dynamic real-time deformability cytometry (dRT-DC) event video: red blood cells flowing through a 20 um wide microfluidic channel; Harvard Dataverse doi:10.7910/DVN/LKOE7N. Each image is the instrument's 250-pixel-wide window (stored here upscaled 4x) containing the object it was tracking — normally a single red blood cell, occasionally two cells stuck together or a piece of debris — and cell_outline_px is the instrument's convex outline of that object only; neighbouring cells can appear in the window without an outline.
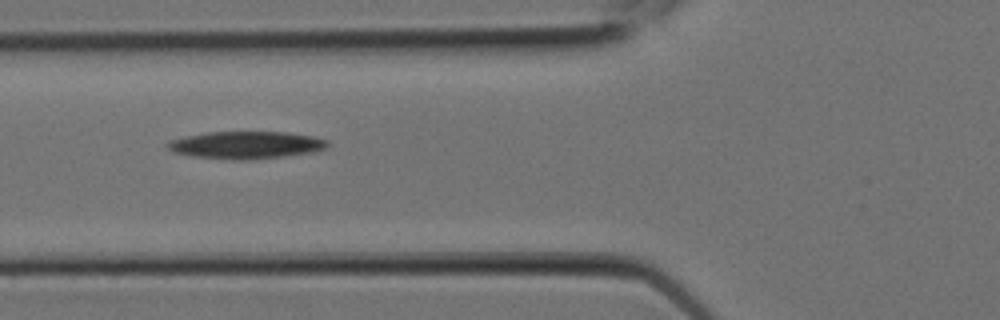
{"species": "Egyptian fruit bat (a non-hibernating species)", "species_latin": "Rousettus aegyptiacus", "temperature_condition": "room temperature", "stored_images_in_passage": 4, "camera_frame_rate_fps": 3000, "um_per_image_px": 0.085, "animal": {"sex": "female"}, "frame": {"image": 1, "passage_image": 2, "time_ms": 0.333, "image_size_px": [1000, 320], "cell_outline_px": [[328, 148], [312, 152], [252, 160], [232, 160], [192, 156], [172, 152], [164, 144], [168, 140], [208, 132], [288, 132], [312, 136], [328, 140]], "centroid_in_image_um": [20.89, 12.33], "position_along_channel_um": 104.9, "area_um2": 25.66}}
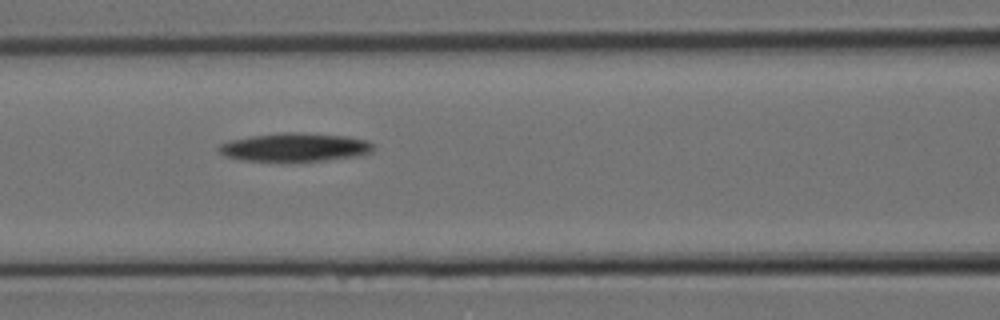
{"frame": {"image": 2, "passage_image": 3, "time_ms": 0.667, "image_size_px": [1000, 320], "cell_outline_px": [[376, 148], [372, 152], [356, 156], [324, 160], [240, 160], [224, 156], [216, 148], [220, 144], [232, 140], [252, 136], [284, 132], [300, 132], [348, 136], [368, 140], [376, 144]], "centroid_in_image_um": [25.13, 12.5], "position_along_channel_um": 141.5, "area_um2": 25.49}}
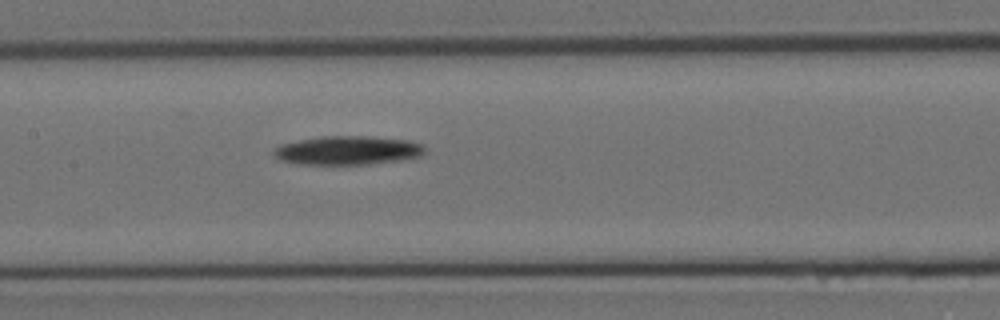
{"frame": {"image": 3, "passage_image": 4, "time_ms": 1.0, "image_size_px": [1000, 320], "cell_outline_px": [[424, 152], [420, 156], [408, 160], [368, 164], [296, 164], [280, 160], [272, 156], [272, 152], [280, 144], [300, 140], [324, 136], [368, 136], [408, 140], [424, 144]], "centroid_in_image_um": [29.57, 12.79], "position_along_channel_um": 177.8, "area_um2": 25.61}}